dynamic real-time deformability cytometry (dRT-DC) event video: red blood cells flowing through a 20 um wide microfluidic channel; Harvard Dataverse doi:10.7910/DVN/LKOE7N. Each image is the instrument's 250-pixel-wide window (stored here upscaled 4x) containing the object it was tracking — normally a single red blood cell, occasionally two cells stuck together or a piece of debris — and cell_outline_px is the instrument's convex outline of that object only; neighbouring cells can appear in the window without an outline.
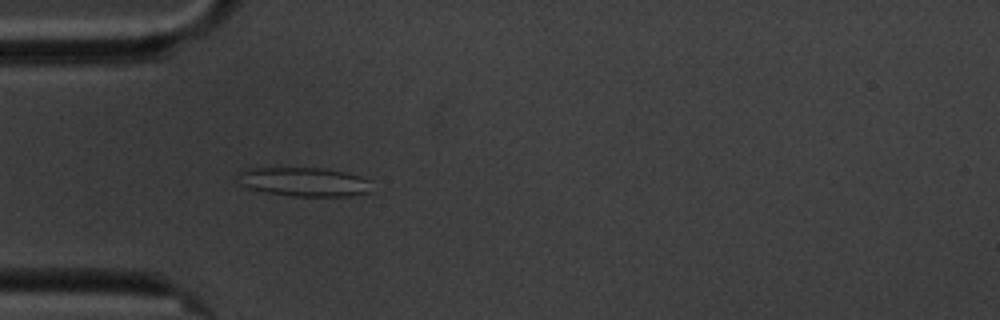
{"species": "common noctule bat (a hibernating species)", "species_latin": "Nyctalus noctula", "temperature_condition": "cold", "stored_images_in_passage": 4, "camera_frame_rate_fps": 3000, "um_per_image_px": 0.085, "animal": {"sex": "male", "body_mass_g": 20.1, "forearm_length_mm": 53.5}, "frame": {"image": 1, "passage_image": 4, "time_ms": 4.333, "image_size_px": [1000, 320], "cell_outline_px": [[372, 192], [352, 196], [292, 196], [268, 192], [248, 188], [236, 184], [236, 172], [248, 168], [324, 168], [348, 172], [372, 180]], "centroid_in_image_um": [25.86, 15.45], "position_along_channel_um": 59.1, "area_um2": 23.24}}